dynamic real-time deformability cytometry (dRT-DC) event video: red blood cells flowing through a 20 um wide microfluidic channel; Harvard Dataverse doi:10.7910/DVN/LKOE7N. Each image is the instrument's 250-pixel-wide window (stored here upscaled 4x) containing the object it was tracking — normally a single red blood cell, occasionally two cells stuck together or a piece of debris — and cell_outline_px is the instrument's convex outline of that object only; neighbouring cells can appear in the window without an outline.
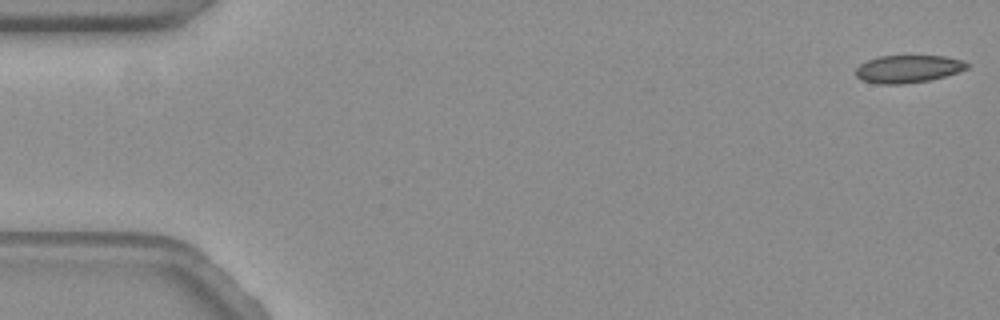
{"species": "common noctule bat (a hibernating species)", "species_latin": "Nyctalus noctula", "temperature_condition": "warm", "stored_images_in_passage": 16, "camera_frame_rate_fps": 3000, "um_per_image_px": 0.085, "animal": {"sex": "female", "body_mass_g": 19.3, "forearm_length_mm": 54.1}, "frame": {"image": 1, "passage_image": 1, "time_ms": 0.0, "image_size_px": [1000, 320], "cell_outline_px": [[968, 68], [944, 76], [928, 80], [900, 84], [880, 84], [860, 80], [856, 76], [856, 68], [860, 64], [868, 60], [880, 56], [944, 56], [960, 60], [968, 64]], "centroid_in_image_um": [77.13, 5.86], "position_along_channel_um": 7.9, "area_um2": 17.63}}
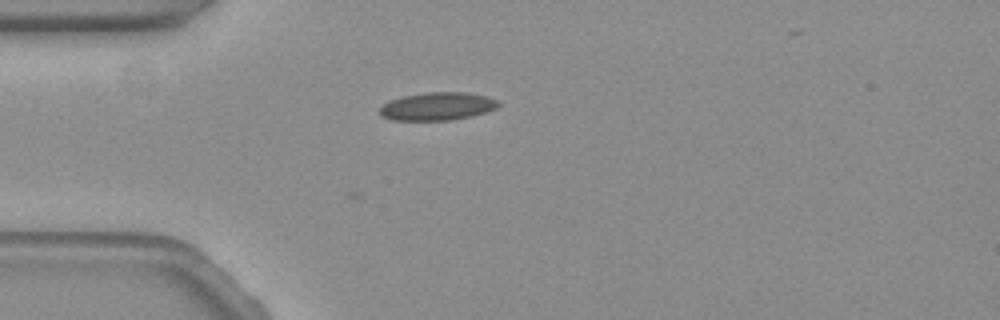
{"frame": {"image": 2, "passage_image": 16, "time_ms": 5.0, "image_size_px": [1000, 320], "cell_outline_px": [[500, 104], [496, 108], [472, 116], [448, 120], [392, 120], [380, 116], [380, 108], [388, 100], [404, 96], [424, 92], [464, 92], [488, 96], [496, 100]], "centroid_in_image_um": [37.15, 9.03], "position_along_channel_um": 47.8, "area_um2": 19.31}}